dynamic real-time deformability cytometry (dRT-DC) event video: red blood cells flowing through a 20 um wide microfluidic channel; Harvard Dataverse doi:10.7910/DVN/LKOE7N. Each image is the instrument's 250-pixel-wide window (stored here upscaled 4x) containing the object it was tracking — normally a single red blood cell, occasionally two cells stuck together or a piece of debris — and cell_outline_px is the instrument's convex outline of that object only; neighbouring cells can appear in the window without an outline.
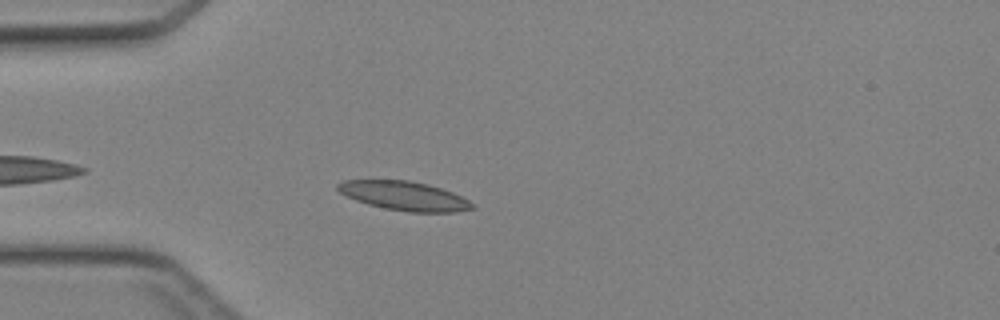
{"species": "Egyptian fruit bat (a non-hibernating species)", "species_latin": "Rousettus aegyptiacus", "temperature_condition": "cold", "stored_images_in_passage": 35, "camera_frame_rate_fps": 3000, "um_per_image_px": 0.085, "animal": {"sex": "female"}, "frame": {"image": 1, "passage_image": 4, "time_ms": 1.0, "image_size_px": [1000, 320], "cell_outline_px": [[476, 208], [456, 212], [408, 212], [384, 208], [368, 204], [356, 200], [340, 192], [336, 188], [336, 184], [344, 180], [408, 180], [428, 184], [452, 192], [468, 200]], "centroid_in_image_um": [34.36, 16.65], "position_along_channel_um": 50.6, "area_um2": 22.66}}
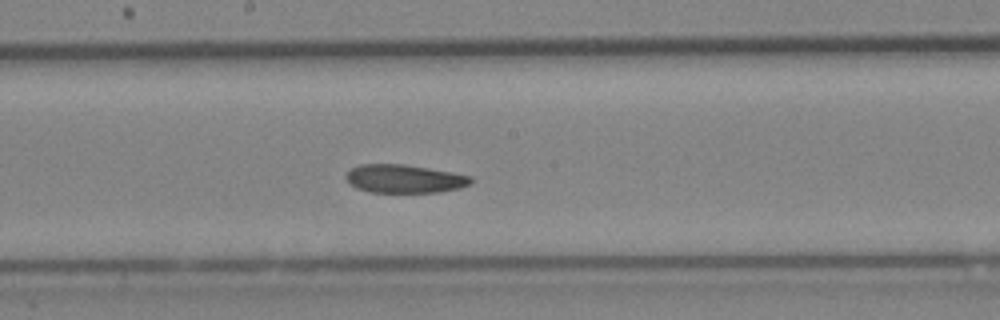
{"frame": {"image": 2, "passage_image": 16, "time_ms": 5.0, "image_size_px": [1000, 320], "cell_outline_px": [[472, 184], [460, 188], [440, 192], [368, 192], [356, 188], [348, 184], [344, 176], [352, 168], [360, 164], [404, 164], [452, 172], [472, 176]], "centroid_in_image_um": [34.36, 15.2], "position_along_channel_um": 213.8, "area_um2": 20.81}}
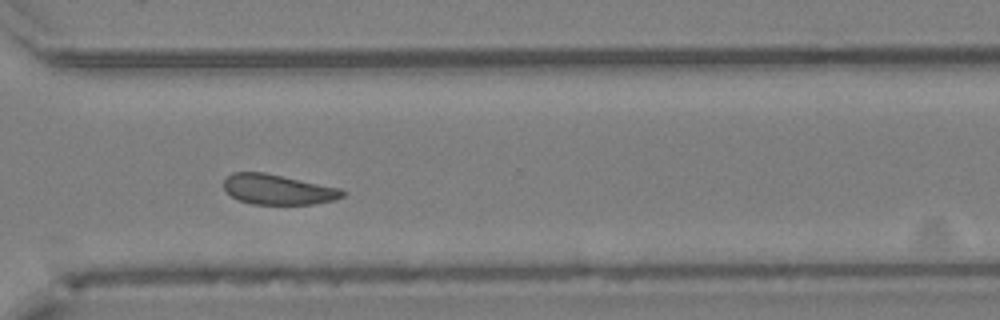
{"frame": {"image": 3, "passage_image": 25, "time_ms": 8.0, "image_size_px": [1000, 320], "cell_outline_px": [[348, 192], [344, 196], [336, 200], [312, 204], [252, 204], [240, 200], [232, 196], [224, 188], [224, 180], [232, 172], [264, 172], [340, 188]], "centroid_in_image_um": [23.66, 16.11], "position_along_channel_um": 346.9, "area_um2": 20.81}}